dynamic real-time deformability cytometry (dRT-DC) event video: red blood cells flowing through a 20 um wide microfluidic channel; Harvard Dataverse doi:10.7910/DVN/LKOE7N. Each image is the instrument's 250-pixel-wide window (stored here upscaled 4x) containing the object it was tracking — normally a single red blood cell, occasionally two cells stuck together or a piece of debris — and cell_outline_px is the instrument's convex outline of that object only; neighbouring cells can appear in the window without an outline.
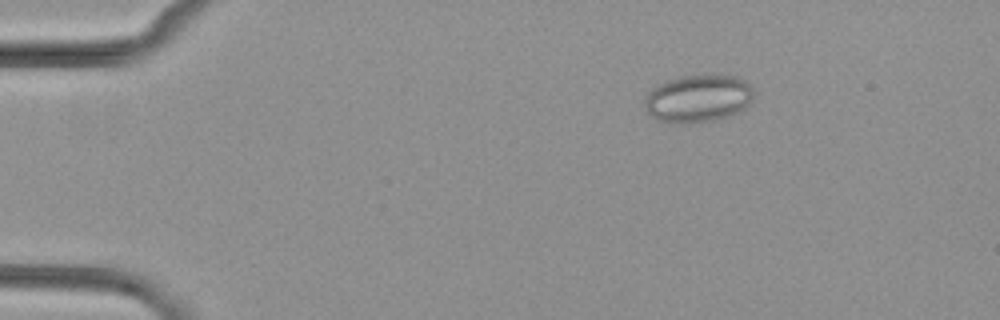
{"species": "common noctule bat (a hibernating species)", "species_latin": "Nyctalus noctula", "temperature_condition": "cold", "stored_images_in_passage": 5, "camera_frame_rate_fps": 3000, "um_per_image_px": 0.085, "animal": {"sex": "female", "body_mass_g": 29.2, "forearm_length_mm": 56.3}, "frame": {"image": 1, "passage_image": 3, "time_ms": 2.333, "image_size_px": [1000, 320], "cell_outline_px": [[752, 100], [740, 112], [712, 120], [656, 120], [644, 108], [644, 96], [648, 92], [664, 80], [680, 76], [704, 72], [736, 76], [744, 80], [752, 88]], "centroid_in_image_um": [59.34, 8.27], "position_along_channel_um": 25.7, "area_um2": 30.11}}